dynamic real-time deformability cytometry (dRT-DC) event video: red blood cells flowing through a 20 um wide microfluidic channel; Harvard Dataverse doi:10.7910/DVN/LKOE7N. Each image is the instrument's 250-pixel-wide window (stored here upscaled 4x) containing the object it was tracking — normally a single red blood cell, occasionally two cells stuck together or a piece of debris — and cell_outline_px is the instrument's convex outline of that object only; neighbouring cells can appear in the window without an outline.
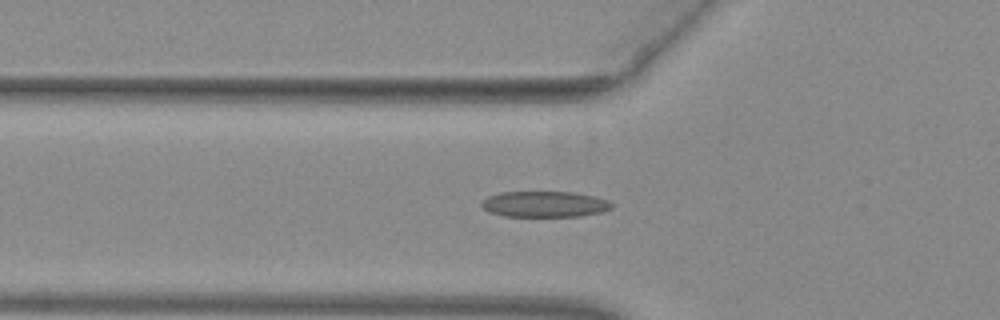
{"species": "common noctule bat (a hibernating species)", "species_latin": "Nyctalus noctula", "temperature_condition": "warm", "stored_images_in_passage": 36, "camera_frame_rate_fps": 3000, "um_per_image_px": 0.085, "animal": {"sex": "female", "body_mass_g": 29.2, "forearm_length_mm": 56.3}, "frame": {"image": 1, "passage_image": 6, "time_ms": 1.667, "image_size_px": [1000, 320], "cell_outline_px": [[612, 208], [604, 212], [580, 216], [504, 216], [488, 212], [480, 204], [488, 196], [500, 192], [572, 192], [596, 196], [608, 200], [612, 204]], "centroid_in_image_um": [46.31, 17.35], "position_along_channel_um": 79.5, "area_um2": 19.71}}
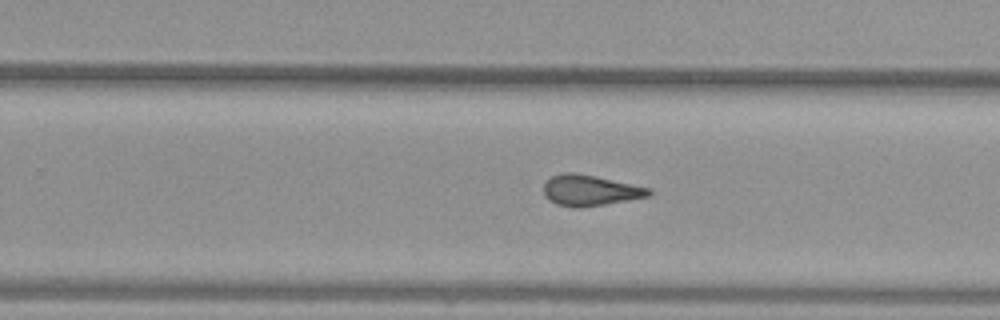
{"frame": {"image": 2, "passage_image": 21, "time_ms": 6.667, "image_size_px": [1000, 320], "cell_outline_px": [[652, 196], [580, 208], [576, 208], [556, 204], [548, 200], [544, 196], [544, 184], [552, 176], [564, 172], [572, 172], [596, 176], [652, 188]], "centroid_in_image_um": [50.18, 16.18], "position_along_channel_um": 279.6, "area_um2": 19.02}}
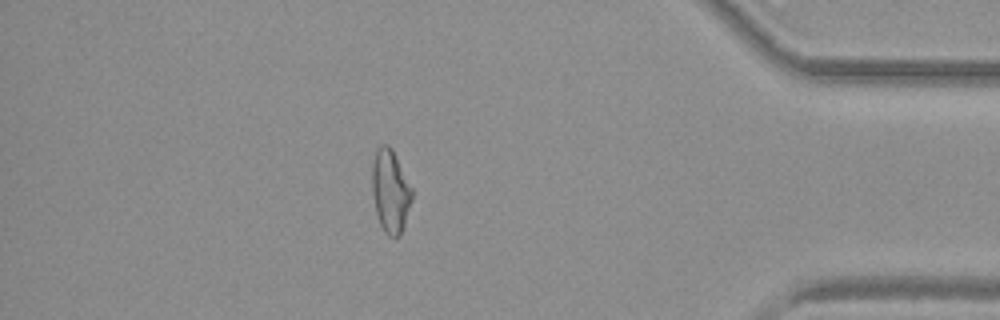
{"frame": {"image": 3, "passage_image": 33, "time_ms": 10.667, "image_size_px": [1000, 320], "cell_outline_px": [[412, 200], [400, 236], [388, 236], [384, 232], [380, 224], [376, 212], [372, 192], [372, 164], [376, 148], [380, 144], [388, 144], [392, 148], [412, 188]], "centroid_in_image_um": [33.17, 16.21], "position_along_channel_um": 402.0, "area_um2": 19.31}, "authors_computed_cell_mechanics": {"area_um2": 19.2185, "velocity_mm_per_s": 3.9942, "shape_relaxation_time_tau1_ms": null, "shape_relaxation_time_tau2_ms": 2.6462, "deformation_change_tau1": null, "deformation_change_tau2": 0.1252}}